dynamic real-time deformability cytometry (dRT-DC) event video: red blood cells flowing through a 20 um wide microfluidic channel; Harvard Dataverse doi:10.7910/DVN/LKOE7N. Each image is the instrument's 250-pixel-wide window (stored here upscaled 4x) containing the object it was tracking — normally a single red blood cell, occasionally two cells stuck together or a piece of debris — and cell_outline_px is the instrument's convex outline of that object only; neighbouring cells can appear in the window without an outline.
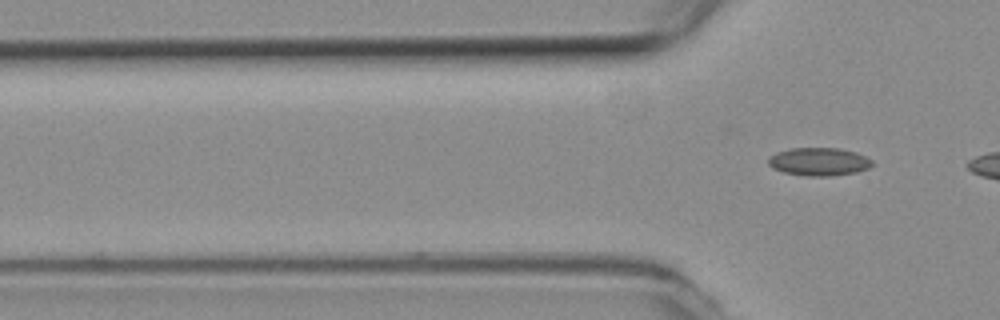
{"species": "common noctule bat (a hibernating species)", "species_latin": "Nyctalus noctula", "temperature_condition": "room temperature", "stored_images_in_passage": 3, "camera_frame_rate_fps": 3000, "um_per_image_px": 0.085, "animal": {"sex": "female", "body_mass_g": 19.3, "forearm_length_mm": 54.1}, "frame": {"image": 1, "passage_image": 3, "time_ms": 0.667, "image_size_px": [1000, 320], "cell_outline_px": [[872, 164], [868, 168], [856, 172], [828, 176], [808, 176], [784, 172], [772, 168], [768, 164], [768, 156], [776, 152], [792, 148], [840, 148], [856, 152], [872, 160]], "centroid_in_image_um": [69.58, 13.73], "position_along_channel_um": 56.2, "area_um2": 16.94}}